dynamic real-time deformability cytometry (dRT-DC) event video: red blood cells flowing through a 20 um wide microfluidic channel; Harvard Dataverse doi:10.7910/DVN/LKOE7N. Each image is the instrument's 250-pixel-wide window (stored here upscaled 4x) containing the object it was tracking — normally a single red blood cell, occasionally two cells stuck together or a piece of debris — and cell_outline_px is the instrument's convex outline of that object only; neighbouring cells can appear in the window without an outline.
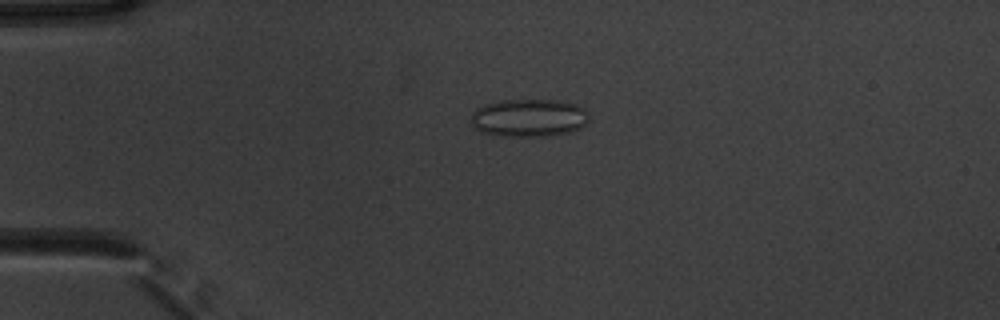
{"species": "common noctule bat (a hibernating species)", "species_latin": "Nyctalus noctula", "temperature_condition": "warm", "stored_images_in_passage": 54, "camera_frame_rate_fps": 3000, "um_per_image_px": 0.085, "animal": {"sex": "male", "body_mass_g": 20.1, "forearm_length_mm": 53.5}, "frame": {"image": 1, "passage_image": 14, "time_ms": 4.333, "image_size_px": [1000, 320], "cell_outline_px": [[588, 120], [580, 128], [568, 132], [548, 136], [504, 136], [480, 132], [472, 128], [468, 120], [472, 112], [476, 108], [484, 104], [500, 100], [560, 100], [576, 104], [588, 112]], "centroid_in_image_um": [44.88, 10.01], "position_along_channel_um": 40.1, "area_um2": 26.41}}
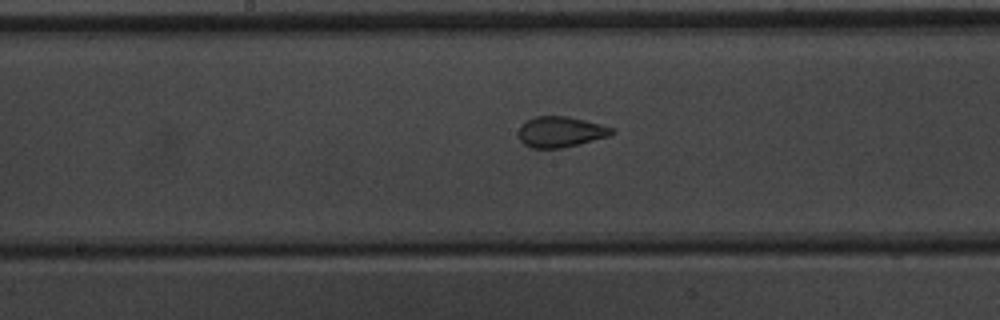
{"frame": {"image": 2, "passage_image": 29, "time_ms": 9.333, "image_size_px": [1000, 320], "cell_outline_px": [[616, 132], [608, 136], [580, 144], [564, 148], [532, 148], [524, 144], [520, 140], [520, 128], [528, 120], [536, 116], [568, 116], [600, 124], [612, 128]], "centroid_in_image_um": [47.68, 11.22], "position_along_channel_um": 200.5, "area_um2": 16.47}}
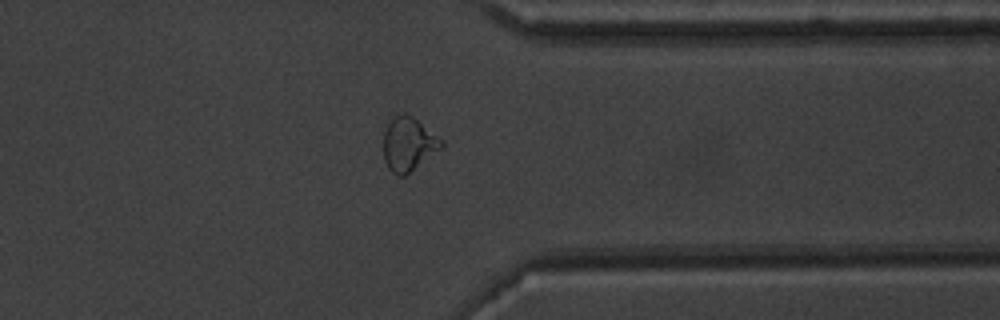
{"frame": {"image": 3, "passage_image": 43, "time_ms": 14.0, "image_size_px": [1000, 320], "cell_outline_px": [[444, 144], [440, 148], [404, 176], [396, 176], [388, 168], [384, 160], [384, 132], [388, 124], [396, 116], [404, 112], [412, 116], [444, 140]], "centroid_in_image_um": [34.71, 12.25], "position_along_channel_um": 376.7, "area_um2": 17.8}, "authors_computed_cell_mechanics": {"area_um2": 18.785, "velocity_mm_per_s": 3.8532, "shape_relaxation_time_tau1_ms": null, "shape_relaxation_time_tau2_ms": 0.6768, "deformation_change_tau1": null, "deformation_change_tau2": 0.059}}